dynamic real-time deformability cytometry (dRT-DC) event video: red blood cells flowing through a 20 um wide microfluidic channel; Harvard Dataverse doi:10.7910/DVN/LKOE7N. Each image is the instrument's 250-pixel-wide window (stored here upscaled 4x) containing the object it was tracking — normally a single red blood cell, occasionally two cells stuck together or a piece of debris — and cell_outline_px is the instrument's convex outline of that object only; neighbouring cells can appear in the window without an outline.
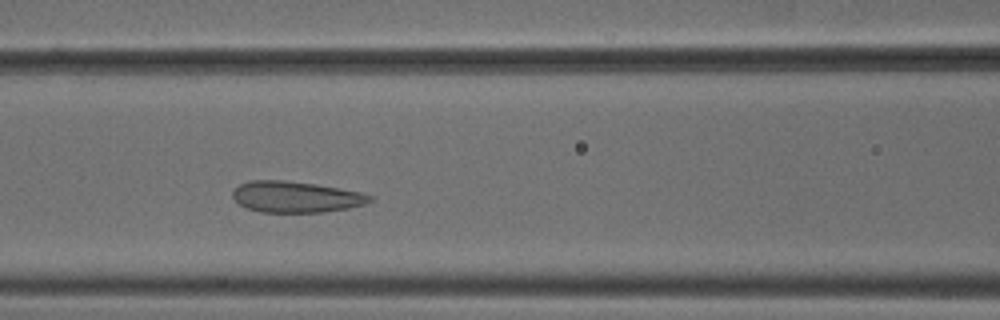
{"species": "common noctule bat (a hibernating species)", "species_latin": "Nyctalus noctula", "temperature_condition": "cold", "stored_images_in_passage": 35, "camera_frame_rate_fps": 3000, "um_per_image_px": 0.085, "animal": {"sex": "male", "body_mass_g": 18.8}, "frame": {"image": 1, "passage_image": 13, "time_ms": 4.0, "image_size_px": [1000, 320], "cell_outline_px": [[372, 200], [364, 204], [348, 208], [324, 212], [260, 212], [248, 208], [240, 204], [232, 196], [232, 192], [240, 184], [252, 180], [284, 180], [340, 188], [360, 192], [372, 196]], "centroid_in_image_um": [25.14, 16.74], "position_along_channel_um": 141.5, "area_um2": 24.62}}
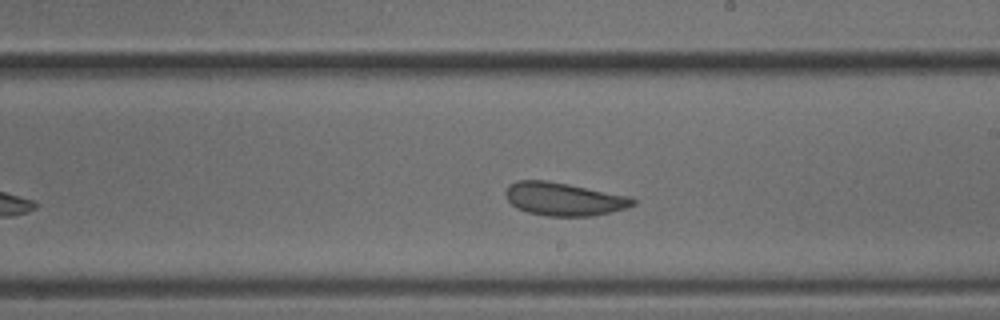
{"frame": {"image": 2, "passage_image": 21, "time_ms": 6.667, "image_size_px": [1000, 320], "cell_outline_px": [[636, 204], [612, 212], [592, 216], [548, 216], [528, 212], [516, 208], [508, 200], [504, 192], [508, 184], [516, 180], [548, 180], [632, 196], [636, 200]], "centroid_in_image_um": [47.93, 16.91], "position_along_channel_um": 241.1, "area_um2": 24.85}}
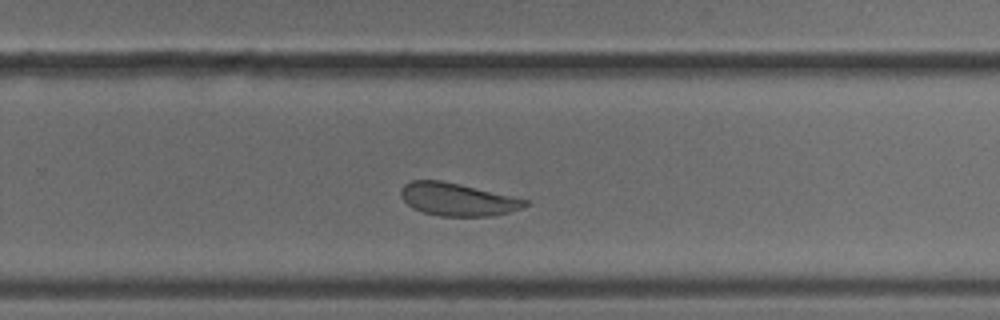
{"frame": {"image": 3, "passage_image": 25, "time_ms": 8.0, "image_size_px": [1000, 320], "cell_outline_px": [[528, 204], [520, 208], [508, 212], [488, 216], [440, 216], [420, 212], [412, 208], [400, 196], [400, 188], [404, 184], [412, 180], [440, 180], [460, 184], [528, 200]], "centroid_in_image_um": [38.81, 16.95], "position_along_channel_um": 291.0, "area_um2": 23.58}, "authors_computed_cell_mechanics": {"area_um2": 24.6228, "velocity_mm_per_s": 3.7431, "shape_relaxation_time_tau1_ms": 10.0466, "shape_relaxation_time_tau2_ms": 0.8459, "deformation_change_tau1": 0.1118, "deformation_change_tau2": 0.0606}}